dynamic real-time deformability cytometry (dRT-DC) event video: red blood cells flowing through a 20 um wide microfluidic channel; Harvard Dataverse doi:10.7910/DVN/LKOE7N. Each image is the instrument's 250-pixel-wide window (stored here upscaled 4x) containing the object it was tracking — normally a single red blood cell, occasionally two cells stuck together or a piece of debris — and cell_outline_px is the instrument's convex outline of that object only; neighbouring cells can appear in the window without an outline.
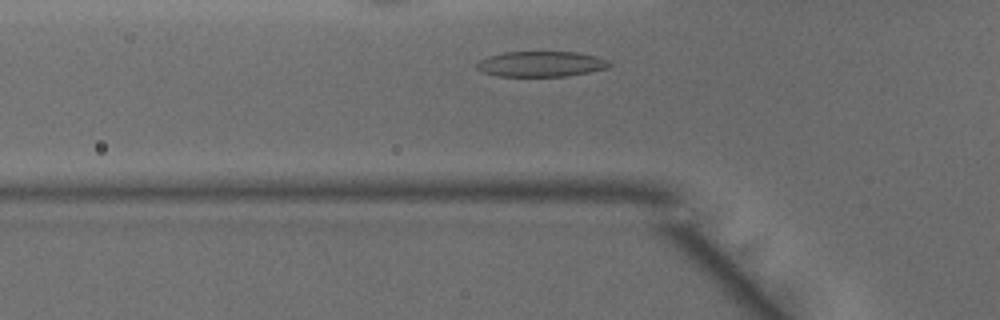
{"species": "common noctule bat (a hibernating species)", "species_latin": "Nyctalus noctula", "temperature_condition": "warm", "stored_images_in_passage": 19, "camera_frame_rate_fps": 3000, "um_per_image_px": 0.085, "animal": {"sex": "male", "body_mass_g": 15.6}, "frame": {"image": 1, "passage_image": 5, "time_ms": 1.333, "image_size_px": [1000, 320], "cell_outline_px": [[612, 64], [608, 68], [588, 72], [564, 76], [496, 76], [484, 72], [476, 68], [476, 64], [480, 60], [488, 56], [504, 52], [576, 52], [596, 56], [608, 60]], "centroid_in_image_um": [45.99, 5.44], "position_along_channel_um": 79.8, "area_um2": 19.59}}
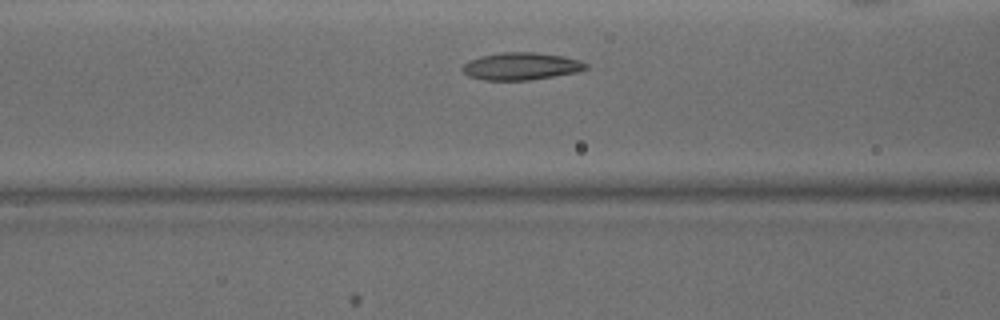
{"frame": {"image": 2, "passage_image": 8, "time_ms": 2.333, "image_size_px": [1000, 320], "cell_outline_px": [[588, 68], [576, 72], [528, 80], [484, 80], [468, 76], [460, 68], [468, 60], [480, 56], [500, 52], [536, 52], [564, 56], [580, 60], [588, 64]], "centroid_in_image_um": [44.27, 5.62], "position_along_channel_um": 122.3, "area_um2": 19.77}}
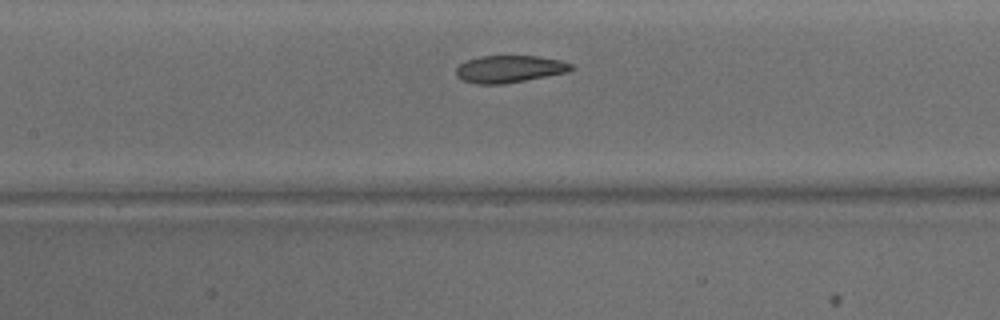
{"frame": {"image": 3, "passage_image": 11, "time_ms": 3.333, "image_size_px": [1000, 320], "cell_outline_px": [[576, 68], [568, 72], [504, 84], [476, 84], [464, 80], [456, 76], [456, 68], [460, 64], [468, 60], [480, 56], [540, 56], [560, 60], [572, 64]], "centroid_in_image_um": [43.33, 5.86], "position_along_channel_um": 164.1, "area_um2": 18.26}}